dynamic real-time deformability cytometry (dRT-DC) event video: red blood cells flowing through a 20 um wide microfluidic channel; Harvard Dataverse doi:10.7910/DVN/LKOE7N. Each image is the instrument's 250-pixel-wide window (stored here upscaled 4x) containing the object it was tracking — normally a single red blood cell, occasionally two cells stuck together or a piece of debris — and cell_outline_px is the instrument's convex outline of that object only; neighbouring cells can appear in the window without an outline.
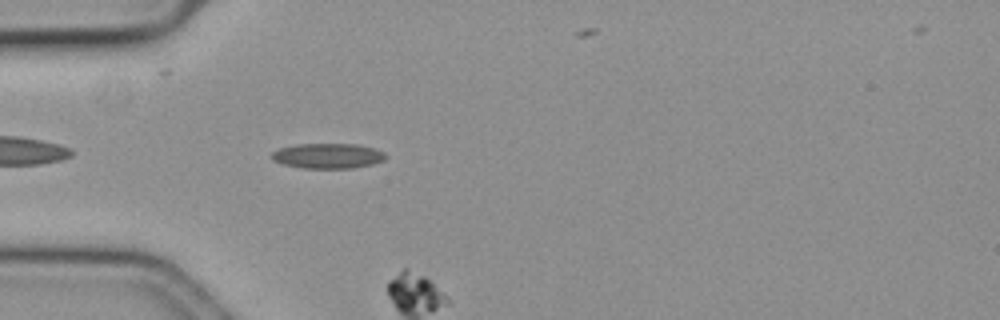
{"species": "common noctule bat (a hibernating species)", "species_latin": "Nyctalus noctula", "temperature_condition": "cold", "stored_images_in_passage": 5, "camera_frame_rate_fps": 3000, "um_per_image_px": 0.085, "animal": {"sex": "female", "body_mass_g": 19.3, "forearm_length_mm": 54.1}, "frame": {"image": 1, "passage_image": 4, "time_ms": 1.0, "image_size_px": [1000, 320], "cell_outline_px": [[388, 156], [384, 160], [372, 164], [352, 168], [304, 168], [284, 164], [272, 160], [272, 152], [280, 148], [296, 144], [356, 144], [376, 148], [384, 152]], "centroid_in_image_um": [27.9, 13.24], "position_along_channel_um": 57.1, "area_um2": 16.7}}